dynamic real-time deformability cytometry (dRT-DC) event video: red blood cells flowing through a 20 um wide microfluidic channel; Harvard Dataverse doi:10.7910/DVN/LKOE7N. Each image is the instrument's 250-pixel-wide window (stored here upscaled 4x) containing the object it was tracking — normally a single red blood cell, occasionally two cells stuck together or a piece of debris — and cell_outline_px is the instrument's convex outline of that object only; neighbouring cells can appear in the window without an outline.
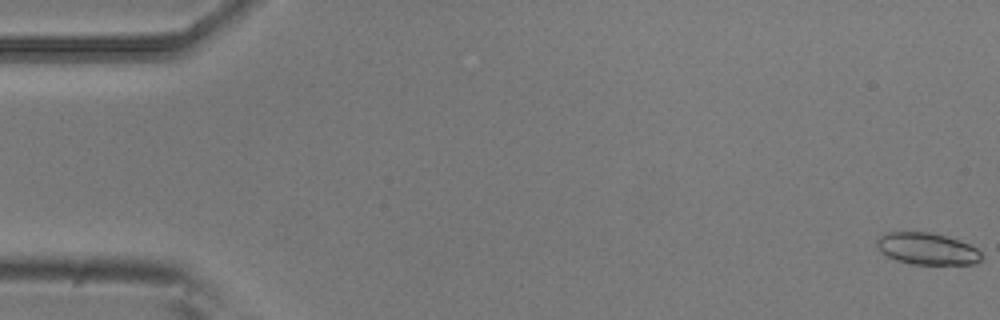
{"species": "common noctule bat (a hibernating species)", "species_latin": "Nyctalus noctula", "temperature_condition": "room temperature", "stored_images_in_passage": 7, "camera_frame_rate_fps": 3000, "um_per_image_px": 0.085, "animal": {"sex": "male", "body_mass_g": 20.5, "forearm_length_mm": 52.5}, "frame": {"image": 1, "passage_image": 1, "time_ms": 0.0, "image_size_px": [1000, 320], "cell_outline_px": [[984, 256], [976, 264], [912, 264], [896, 260], [880, 252], [876, 248], [876, 236], [884, 232], [928, 232], [948, 236], [960, 240], [976, 248]], "centroid_in_image_um": [78.76, 21.13], "position_along_channel_um": 6.2, "area_um2": 19.71}}
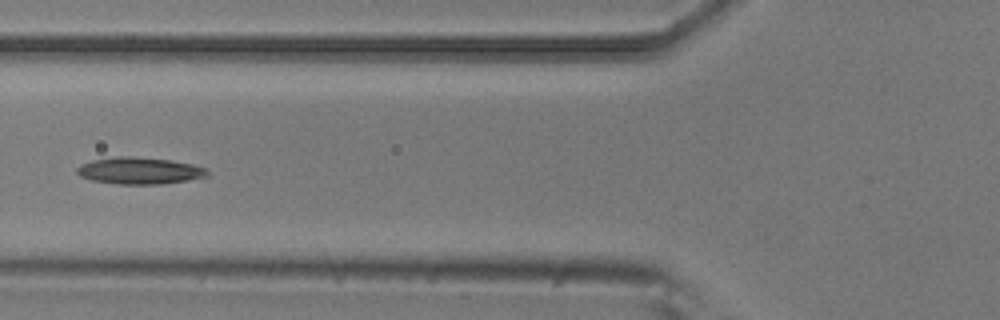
{"frame": {"image": 2, "passage_image": 6, "time_ms": 1.667, "image_size_px": [1000, 320], "cell_outline_px": [[208, 176], [160, 184], [116, 184], [92, 180], [80, 176], [76, 172], [76, 168], [80, 164], [92, 160], [116, 156], [132, 156], [168, 160], [192, 164], [204, 168], [208, 172]], "centroid_in_image_um": [11.79, 14.5], "position_along_channel_um": 114.0, "area_um2": 20.17}}
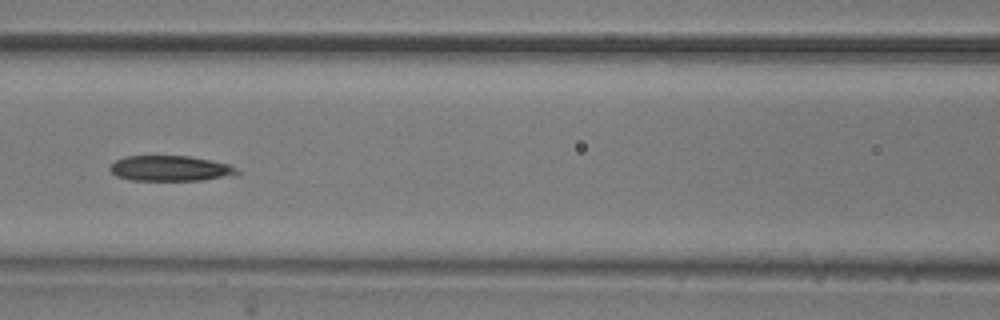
{"frame": {"image": 3, "passage_image": 7, "time_ms": 2.0, "image_size_px": [1000, 320], "cell_outline_px": [[240, 172], [236, 176], [204, 180], [132, 180], [116, 176], [108, 168], [116, 160], [124, 156], [188, 156], [228, 164], [236, 168]], "centroid_in_image_um": [14.5, 14.32], "position_along_channel_um": 152.1, "area_um2": 18.84}}